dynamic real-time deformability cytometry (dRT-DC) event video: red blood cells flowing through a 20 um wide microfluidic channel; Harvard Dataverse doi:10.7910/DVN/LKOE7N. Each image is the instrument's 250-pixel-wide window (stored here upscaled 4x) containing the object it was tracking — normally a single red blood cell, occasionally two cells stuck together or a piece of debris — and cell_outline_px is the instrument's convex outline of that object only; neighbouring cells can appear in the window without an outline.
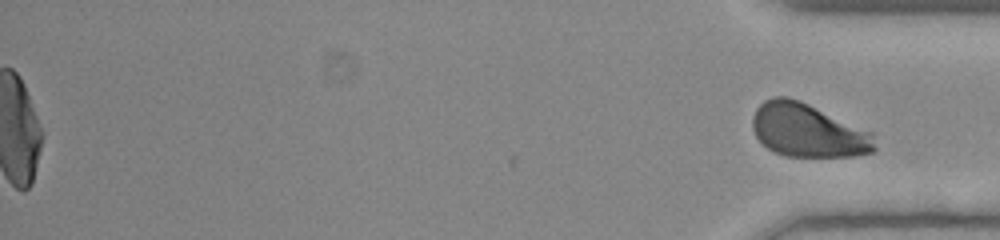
{"species": "human", "species_latin": "Homo sapiens", "temperature_condition": "room temperature", "stored_images_in_passage": 56, "segment_of_instrument_passage": [2, 2], "camera_frame_rate_fps": 3000, "um_per_image_px": 0.085, "donor": {"sex": "female"}, "frame": {"image": 1, "passage_image": 56, "time_ms": 18.333, "image_size_px": [1000, 240], "cell_outline_px": [[876, 148], [872, 152], [856, 156], [784, 156], [768, 148], [756, 136], [752, 128], [752, 116], [756, 108], [764, 100], [772, 96], [788, 96], [800, 100], [872, 132]], "centroid_in_image_um": [68.65, 11.07], "position_along_channel_um": 366.5, "area_um2": 38.09}}